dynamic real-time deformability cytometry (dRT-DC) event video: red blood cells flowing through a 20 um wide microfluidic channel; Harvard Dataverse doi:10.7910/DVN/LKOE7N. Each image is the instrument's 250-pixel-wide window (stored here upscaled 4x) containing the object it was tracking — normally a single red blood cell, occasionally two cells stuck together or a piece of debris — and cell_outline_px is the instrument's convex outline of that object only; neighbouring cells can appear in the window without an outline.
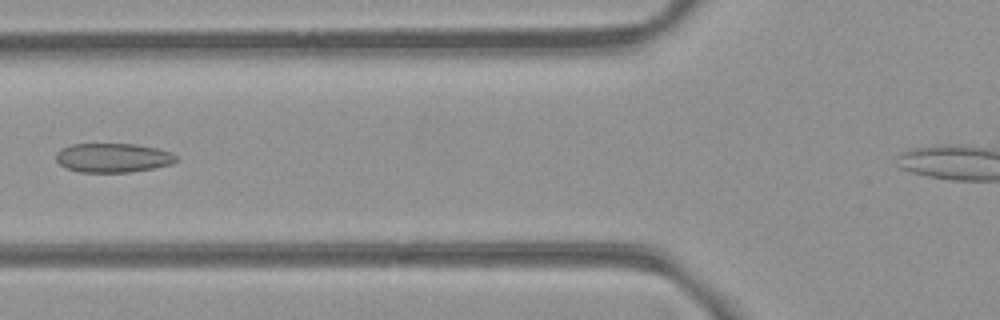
{"species": "common noctule bat (a hibernating species)", "species_latin": "Nyctalus noctula", "temperature_condition": "room temperature", "stored_images_in_passage": 5, "camera_frame_rate_fps": 3000, "um_per_image_px": 0.085, "animal": {"sex": "female", "body_mass_g": 21.9}, "frame": {"image": 1, "passage_image": 4, "time_ms": 4.333, "image_size_px": [1000, 320], "cell_outline_px": [[176, 160], [172, 164], [152, 168], [128, 172], [80, 172], [68, 168], [60, 164], [56, 160], [56, 152], [60, 148], [72, 144], [136, 144], [160, 148], [176, 156]], "centroid_in_image_um": [9.58, 13.4], "position_along_channel_um": 116.2, "area_um2": 20.35}}
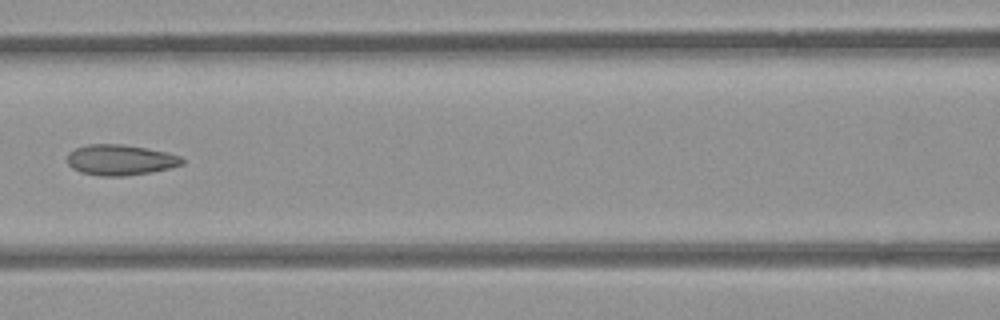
{"frame": {"image": 2, "passage_image": 5, "time_ms": 5.333, "image_size_px": [1000, 320], "cell_outline_px": [[184, 164], [152, 172], [124, 176], [100, 176], [80, 172], [72, 168], [68, 164], [68, 152], [76, 148], [88, 144], [120, 144], [168, 152], [180, 156], [184, 160]], "centroid_in_image_um": [10.22, 13.6], "position_along_channel_um": 156.4, "area_um2": 20.46}}